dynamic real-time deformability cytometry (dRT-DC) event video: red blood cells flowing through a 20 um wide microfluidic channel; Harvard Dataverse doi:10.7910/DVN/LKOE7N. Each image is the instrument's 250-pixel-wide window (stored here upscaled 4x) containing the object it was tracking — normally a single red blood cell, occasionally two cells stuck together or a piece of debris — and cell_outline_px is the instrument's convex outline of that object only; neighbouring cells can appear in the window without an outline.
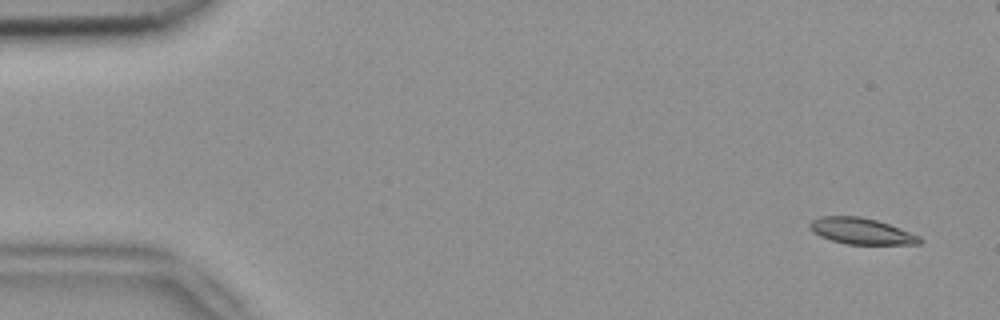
{"species": "common noctule bat (a hibernating species)", "species_latin": "Nyctalus noctula", "temperature_condition": "room temperature", "stored_images_in_passage": 4, "camera_frame_rate_fps": 3000, "um_per_image_px": 0.085, "animal": {"sex": "female", "body_mass_g": 18.4}, "frame": {"image": 1, "passage_image": 1, "time_ms": 0.0, "image_size_px": [1000, 320], "cell_outline_px": [[924, 240], [920, 244], [848, 244], [832, 240], [820, 236], [812, 232], [808, 224], [812, 220], [820, 216], [860, 216], [876, 220], [888, 224], [920, 236]], "centroid_in_image_um": [73.2, 19.64], "position_along_channel_um": 11.8, "area_um2": 16.7}}